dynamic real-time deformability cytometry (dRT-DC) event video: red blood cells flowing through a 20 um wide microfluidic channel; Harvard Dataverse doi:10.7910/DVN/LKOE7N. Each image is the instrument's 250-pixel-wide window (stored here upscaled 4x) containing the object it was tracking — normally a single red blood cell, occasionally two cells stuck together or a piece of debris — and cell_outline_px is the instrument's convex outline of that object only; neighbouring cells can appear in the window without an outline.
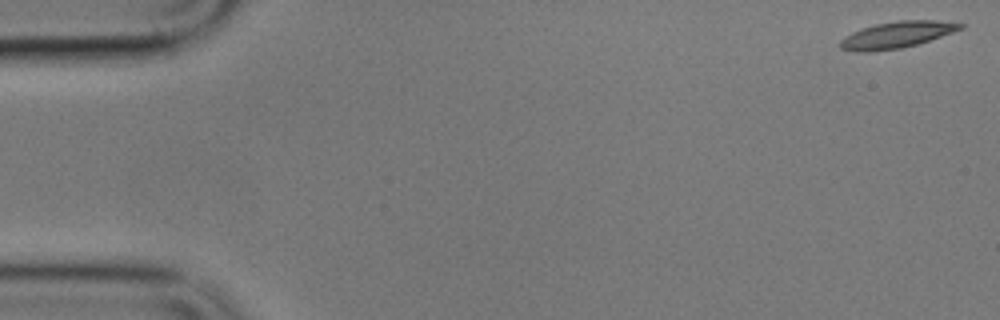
{"species": "common noctule bat (a hibernating species)", "species_latin": "Nyctalus noctula", "temperature_condition": "cold", "stored_images_in_passage": 10, "camera_frame_rate_fps": 3000, "um_per_image_px": 0.085, "animal": {"sex": "male", "body_mass_g": 17.9}, "frame": {"image": 1, "passage_image": 1, "time_ms": 0.0, "image_size_px": [1000, 320], "cell_outline_px": [[964, 28], [916, 44], [900, 48], [872, 52], [856, 52], [840, 48], [840, 40], [844, 36], [852, 32], [876, 24], [900, 20], [936, 20], [964, 24]], "centroid_in_image_um": [76.18, 2.96], "position_along_channel_um": 8.8, "area_um2": 18.32}}
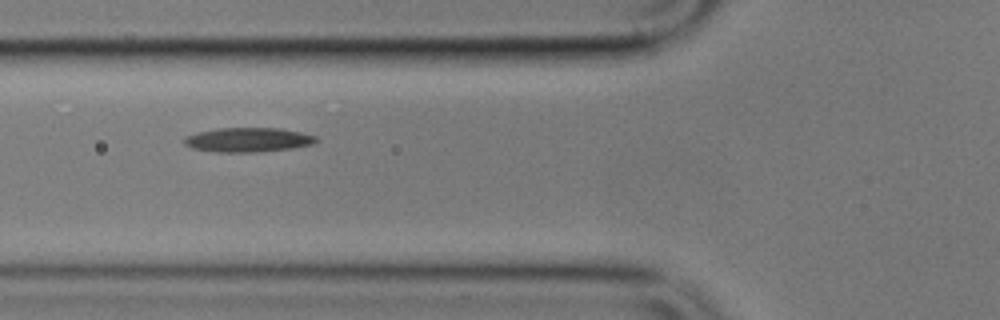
{"frame": {"image": 2, "passage_image": 6, "time_ms": 6.667, "image_size_px": [1000, 320], "cell_outline_px": [[320, 140], [312, 144], [292, 148], [252, 152], [216, 152], [192, 148], [184, 144], [184, 136], [200, 132], [220, 128], [280, 128], [300, 132], [316, 136]], "centroid_in_image_um": [21.09, 11.88], "position_along_channel_um": 104.7, "area_um2": 18.61}}
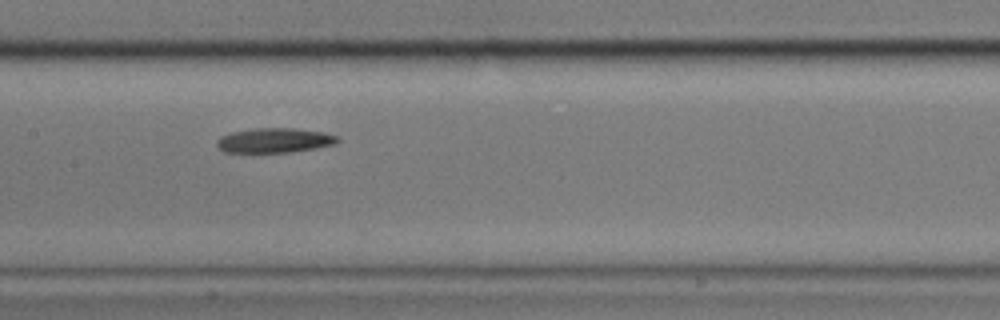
{"frame": {"image": 3, "passage_image": 8, "time_ms": 9.0, "image_size_px": [1000, 320], "cell_outline_px": [[340, 140], [336, 144], [316, 148], [292, 152], [252, 156], [224, 152], [216, 144], [216, 140], [220, 136], [232, 132], [252, 128], [292, 128], [324, 132], [336, 136]], "centroid_in_image_um": [23.25, 11.99], "position_along_channel_um": 184.2, "area_um2": 18.38}}